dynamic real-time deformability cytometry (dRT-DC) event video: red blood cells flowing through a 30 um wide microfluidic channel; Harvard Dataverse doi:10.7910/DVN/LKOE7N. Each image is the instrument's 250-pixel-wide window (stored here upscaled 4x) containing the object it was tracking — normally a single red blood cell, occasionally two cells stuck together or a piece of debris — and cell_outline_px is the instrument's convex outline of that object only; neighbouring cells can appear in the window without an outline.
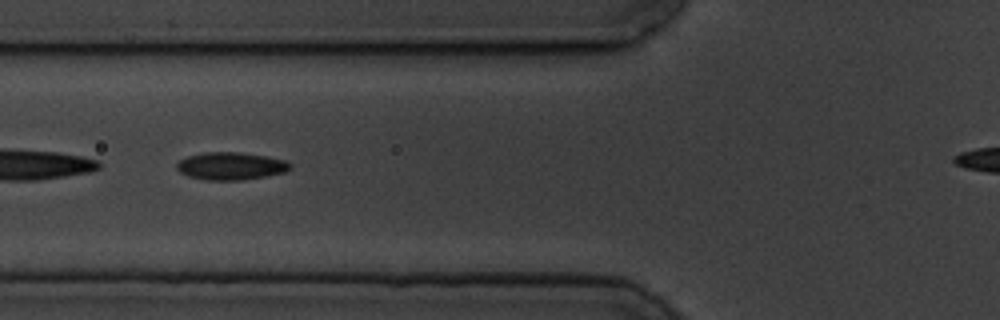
{"species": "common noctule bat (a hibernating species)", "species_latin": "Nyctalus noctula", "temperature_condition": "cold", "stored_images_in_passage": 9, "camera_frame_rate_fps": 3000, "um_per_image_px": 0.085, "animal": {"sex": "male", "body_mass_g": 19.5, "forearm_length_mm": 54.6}, "frame": {"image": 1, "passage_image": 6, "time_ms": 6.0, "image_size_px": [1000, 320], "cell_outline_px": [[292, 168], [284, 172], [264, 176], [240, 180], [208, 180], [188, 176], [180, 172], [176, 168], [176, 164], [180, 160], [188, 156], [204, 152], [240, 152], [268, 156], [288, 160], [292, 164]], "centroid_in_image_um": [19.65, 14.1], "position_along_channel_um": 106.2, "area_um2": 18.32}}
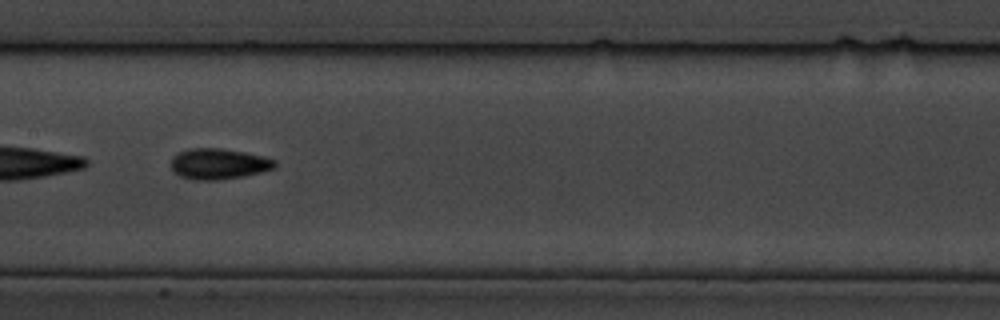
{"frame": {"image": 2, "passage_image": 8, "time_ms": 8.333, "image_size_px": [1000, 320], "cell_outline_px": [[276, 168], [244, 176], [216, 180], [192, 180], [180, 176], [172, 172], [168, 164], [172, 156], [180, 152], [192, 148], [220, 148], [244, 152], [264, 156], [276, 160]], "centroid_in_image_um": [18.54, 13.93], "position_along_channel_um": 188.9, "area_um2": 18.9}}